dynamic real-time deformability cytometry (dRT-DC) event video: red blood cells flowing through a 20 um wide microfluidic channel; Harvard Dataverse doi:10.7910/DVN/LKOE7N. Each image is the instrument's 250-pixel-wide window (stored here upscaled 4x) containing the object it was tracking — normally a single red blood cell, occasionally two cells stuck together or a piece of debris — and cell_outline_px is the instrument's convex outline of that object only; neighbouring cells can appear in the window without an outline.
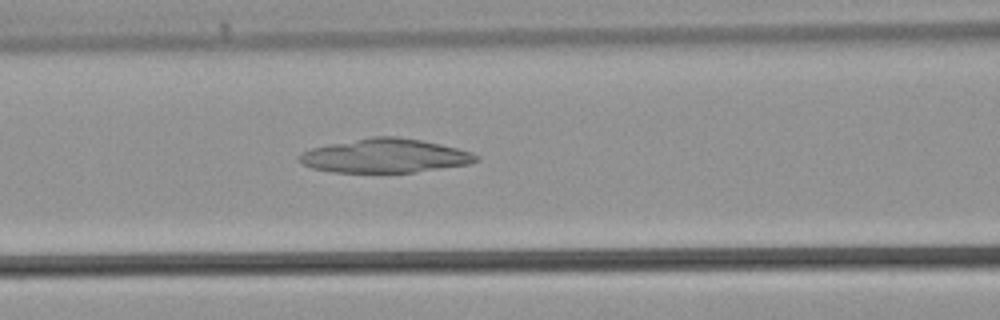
{"species": "common noctule bat (a hibernating species)", "species_latin": "Nyctalus noctula", "temperature_condition": "warm", "stored_images_in_passage": 34, "camera_frame_rate_fps": 3000, "um_per_image_px": 0.085, "animal": {"sex": "male", "body_mass_g": 21.5, "forearm_length_mm": 52.0}, "frame": {"image": 1, "passage_image": 10, "time_ms": 3.0, "image_size_px": [1000, 320], "cell_outline_px": [[480, 160], [468, 164], [416, 172], [332, 172], [312, 168], [304, 164], [296, 156], [312, 148], [372, 136], [396, 136], [420, 140], [440, 144], [472, 152], [480, 156]], "centroid_in_image_um": [32.76, 13.24], "position_along_channel_um": 133.8, "area_um2": 34.68}}
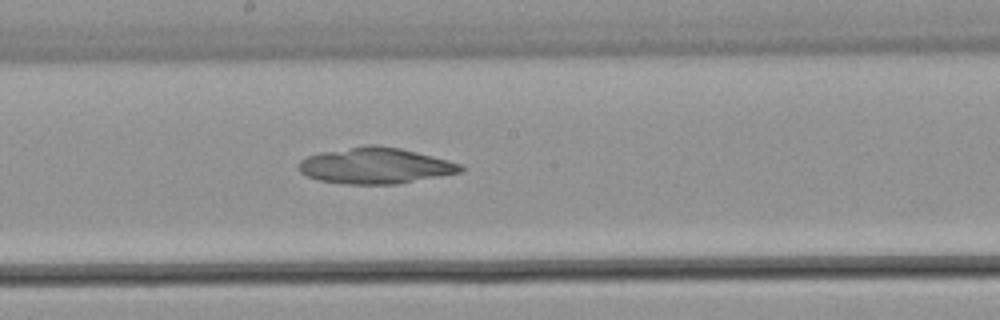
{"frame": {"image": 2, "passage_image": 15, "time_ms": 4.667, "image_size_px": [1000, 320], "cell_outline_px": [[464, 168], [460, 172], [440, 176], [396, 184], [348, 184], [320, 180], [308, 176], [300, 172], [296, 168], [300, 160], [308, 156], [320, 152], [364, 144], [376, 144], [400, 148], [448, 160], [460, 164]], "centroid_in_image_um": [31.86, 14.07], "position_along_channel_um": 216.3, "area_um2": 33.99}}
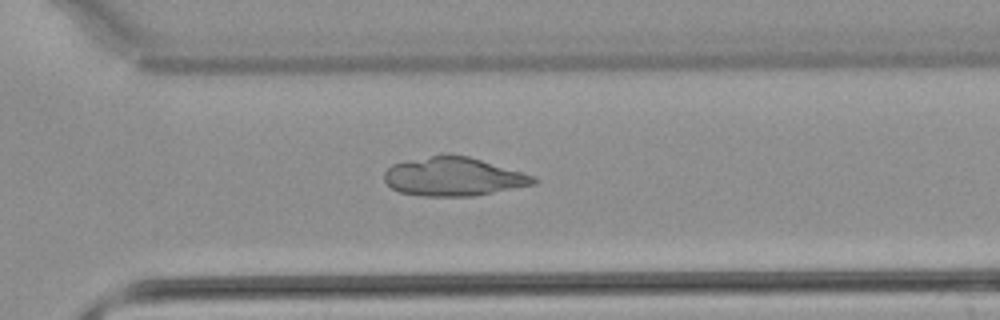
{"frame": {"image": 3, "passage_image": 22, "time_ms": 7.0, "image_size_px": [1000, 320], "cell_outline_px": [[540, 180], [536, 184], [472, 196], [420, 196], [400, 192], [392, 188], [384, 180], [384, 172], [392, 164], [404, 160], [432, 156], [468, 156], [520, 172], [532, 176]], "centroid_in_image_um": [38.51, 15.03], "position_along_channel_um": 332.1, "area_um2": 33.12}}